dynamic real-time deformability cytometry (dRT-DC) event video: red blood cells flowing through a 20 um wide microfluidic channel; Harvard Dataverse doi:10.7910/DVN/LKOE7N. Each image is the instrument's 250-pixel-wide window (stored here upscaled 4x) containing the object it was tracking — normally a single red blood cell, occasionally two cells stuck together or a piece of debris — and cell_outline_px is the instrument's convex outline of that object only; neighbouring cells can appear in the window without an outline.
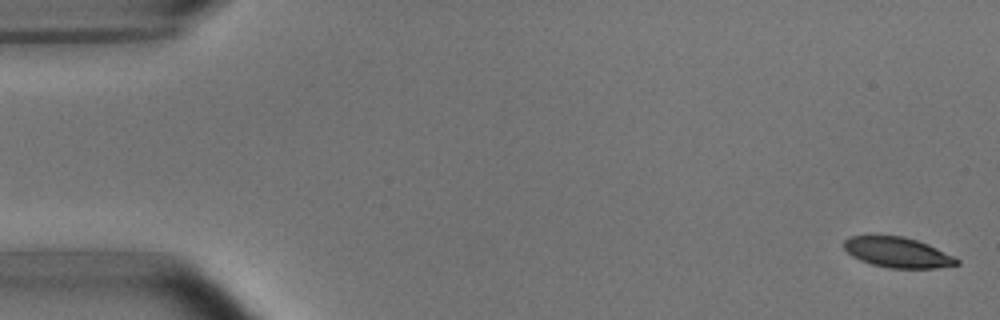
{"species": "common noctule bat (a hibernating species)", "species_latin": "Nyctalus noctula", "temperature_condition": "room temperature", "stored_images_in_passage": 4, "camera_frame_rate_fps": 3000, "um_per_image_px": 0.085, "animal": {"sex": "male", "body_mass_g": 15.6}, "frame": {"image": 1, "passage_image": 1, "time_ms": 0.0, "image_size_px": [1000, 320], "cell_outline_px": [[960, 264], [936, 268], [888, 268], [872, 264], [860, 260], [852, 256], [844, 248], [844, 240], [852, 236], [904, 236], [928, 244], [960, 260]], "centroid_in_image_um": [76.3, 21.46], "position_along_channel_um": 8.7, "area_um2": 19.71}}
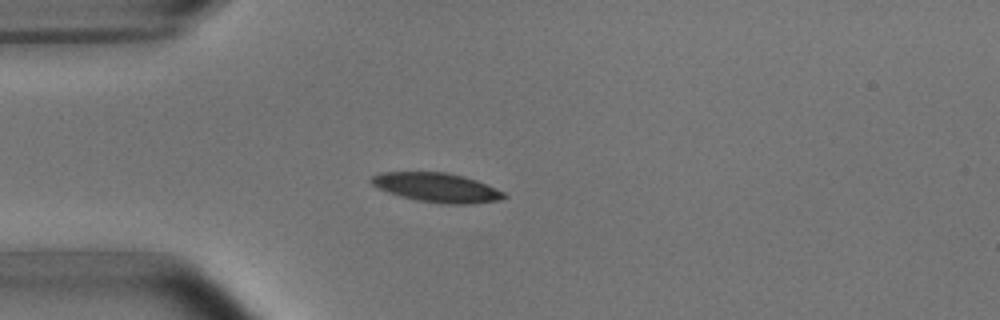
{"frame": {"image": 2, "passage_image": 4, "time_ms": 4.333, "image_size_px": [1000, 320], "cell_outline_px": [[508, 196], [500, 200], [472, 204], [440, 204], [416, 200], [400, 196], [388, 192], [372, 184], [368, 180], [372, 176], [380, 172], [444, 172], [464, 176], [476, 180], [504, 192]], "centroid_in_image_um": [37.13, 15.95], "position_along_channel_um": 47.9, "area_um2": 22.66}}